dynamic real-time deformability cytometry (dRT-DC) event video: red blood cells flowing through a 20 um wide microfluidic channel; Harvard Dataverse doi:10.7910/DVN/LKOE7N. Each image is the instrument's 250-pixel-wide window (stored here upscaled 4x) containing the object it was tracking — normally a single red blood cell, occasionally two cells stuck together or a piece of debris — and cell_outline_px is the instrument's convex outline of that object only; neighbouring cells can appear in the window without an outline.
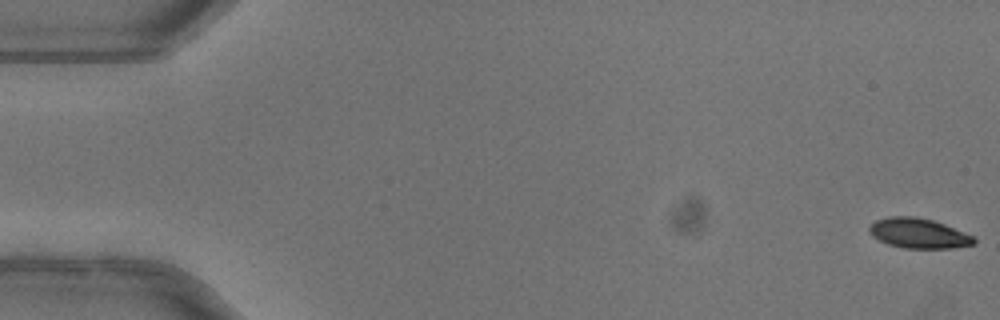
{"species": "common noctule bat (a hibernating species)", "species_latin": "Nyctalus noctula", "temperature_condition": "warm", "stored_images_in_passage": 52, "camera_frame_rate_fps": 3000, "um_per_image_px": 0.085, "animal": {"sex": "female"}, "frame": {"image": 1, "passage_image": 1, "time_ms": 0.0, "image_size_px": [1000, 320], "cell_outline_px": [[976, 244], [952, 248], [904, 248], [888, 244], [872, 236], [868, 232], [868, 228], [876, 220], [888, 216], [916, 216], [932, 220], [944, 224], [972, 236], [976, 240]], "centroid_in_image_um": [78.05, 19.83], "position_along_channel_um": 6.9, "area_um2": 18.21}}
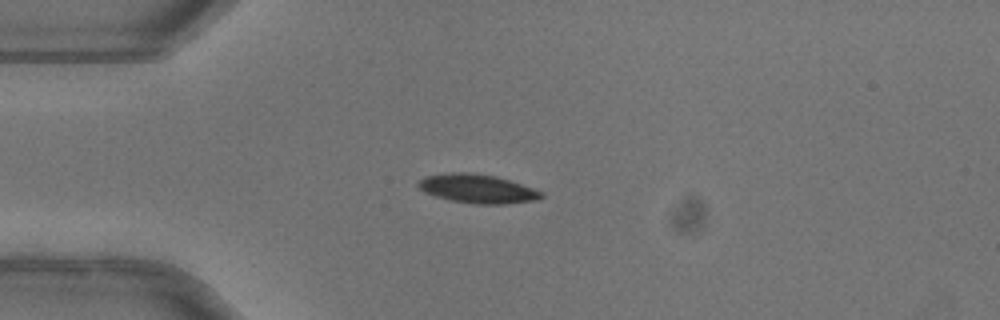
{"frame": {"image": 2, "passage_image": 14, "time_ms": 4.333, "image_size_px": [1000, 320], "cell_outline_px": [[544, 196], [536, 200], [504, 204], [476, 204], [452, 200], [436, 196], [424, 192], [416, 184], [424, 176], [452, 172], [468, 172], [496, 176], [544, 192]], "centroid_in_image_um": [40.57, 16.03], "position_along_channel_um": 44.4, "area_um2": 20.52}}
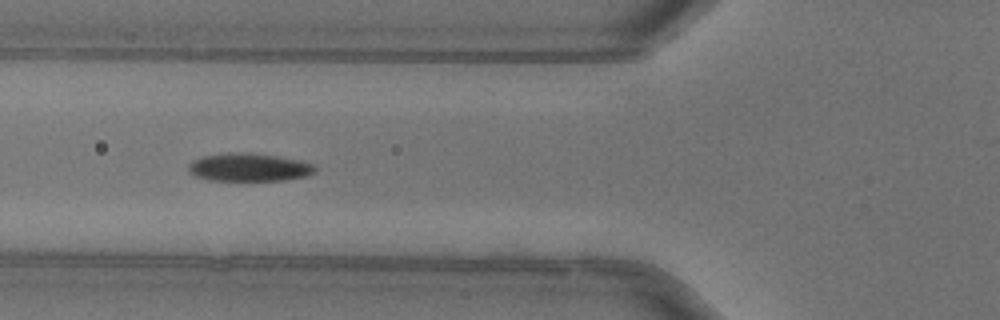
{"frame": {"image": 3, "passage_image": 20, "time_ms": 6.333, "image_size_px": [1000, 320], "cell_outline_px": [[316, 172], [304, 176], [284, 180], [208, 180], [196, 176], [188, 172], [188, 164], [192, 160], [204, 156], [276, 156], [296, 160], [312, 164], [316, 168]], "centroid_in_image_um": [21.16, 14.29], "position_along_channel_um": 104.6, "area_um2": 19.25}, "authors_computed_cell_mechanics": {"area_um2": 20.2589, "velocity_mm_per_s": 4.0261, "shape_relaxation_time_tau1_ms": 2.8738, "shape_relaxation_time_tau2_ms": 2.4021, "deformation_change_tau1": 0.154, "deformation_change_tau2": 0.0441}}